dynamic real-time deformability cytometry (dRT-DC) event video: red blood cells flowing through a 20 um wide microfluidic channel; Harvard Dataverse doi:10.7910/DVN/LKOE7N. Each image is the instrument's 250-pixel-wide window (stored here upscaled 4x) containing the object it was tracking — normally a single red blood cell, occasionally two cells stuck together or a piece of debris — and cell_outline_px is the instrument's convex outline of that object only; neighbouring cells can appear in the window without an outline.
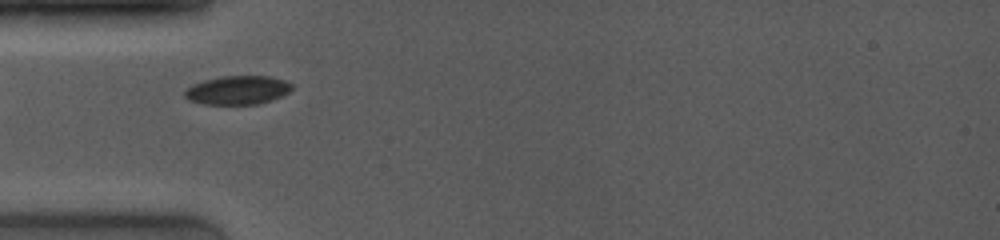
{"species": "common noctule bat (a hibernating species)", "species_latin": "Nyctalus noctula", "temperature_condition": "room temperature", "stored_images_in_passage": 22, "camera_frame_rate_fps": 4000, "um_per_image_px": 0.085, "animal": {"sex": "female", "body_mass_g": 19.0, "forearm_length_mm": 53.3}, "frame": {"image": 1, "passage_image": 1, "time_ms": 0.0, "image_size_px": [1000, 240], "cell_outline_px": [[292, 88], [288, 92], [272, 100], [256, 104], [204, 104], [188, 100], [184, 96], [184, 92], [192, 84], [204, 80], [220, 76], [268, 76], [284, 80], [292, 84]], "centroid_in_image_um": [20.17, 7.66], "position_along_channel_um": 64.8, "area_um2": 17.86}}
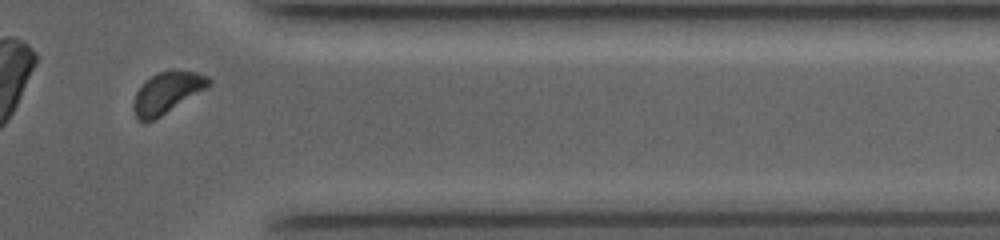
{"frame": {"image": 2, "passage_image": 19, "time_ms": 8.25, "image_size_px": [1000, 240], "cell_outline_px": [[212, 84], [208, 88], [160, 116], [144, 124], [136, 120], [132, 108], [132, 104], [136, 92], [144, 80], [156, 72], [196, 72], [208, 76], [212, 80]], "centroid_in_image_um": [14.16, 7.91], "position_along_channel_um": 397.2, "area_um2": 18.21}, "authors_computed_cell_mechanics": {"area_um2": 18.3226, "velocity_mm_per_s": 4.0627, "shape_relaxation_time_tau1_ms": 0.8283, "shape_relaxation_time_tau2_ms": null, "deformation_change_tau1": 0.0464, "deformation_change_tau2": null}}